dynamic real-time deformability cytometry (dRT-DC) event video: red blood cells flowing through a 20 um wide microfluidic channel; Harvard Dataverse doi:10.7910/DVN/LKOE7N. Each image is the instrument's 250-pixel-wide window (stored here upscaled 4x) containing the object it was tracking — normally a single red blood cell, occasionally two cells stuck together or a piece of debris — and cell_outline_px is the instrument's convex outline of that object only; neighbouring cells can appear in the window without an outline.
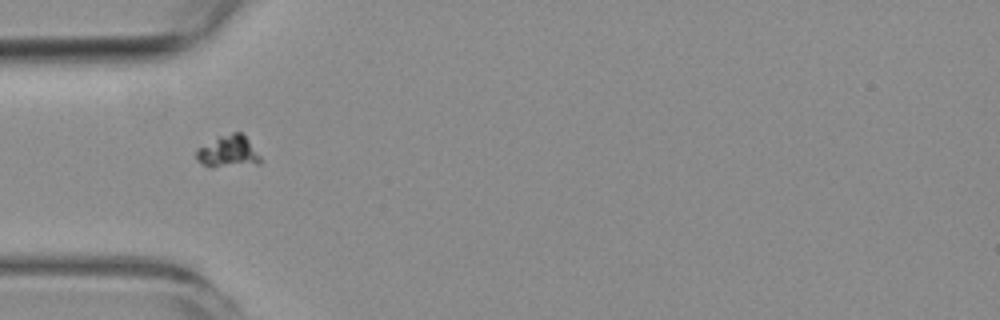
{"species": "common noctule bat (a hibernating species)", "species_latin": "Nyctalus noctula", "temperature_condition": "room temperature", "stored_images_in_passage": 1, "camera_frame_rate_fps": 3000, "um_per_image_px": 0.085, "animal": {"sex": "female", "body_mass_g": 19.3, "forearm_length_mm": 54.1}, "frame": {"image": 1, "passage_image": 1, "time_ms": 0.0, "image_size_px": [1000, 320], "cell_outline_px": [[260, 164], [212, 168], [208, 168], [196, 160], [196, 148], [220, 136], [232, 132], [240, 132], [248, 140], [260, 156]], "centroid_in_image_um": [19.36, 12.92], "position_along_channel_um": 65.6, "area_um2": 12.08}}